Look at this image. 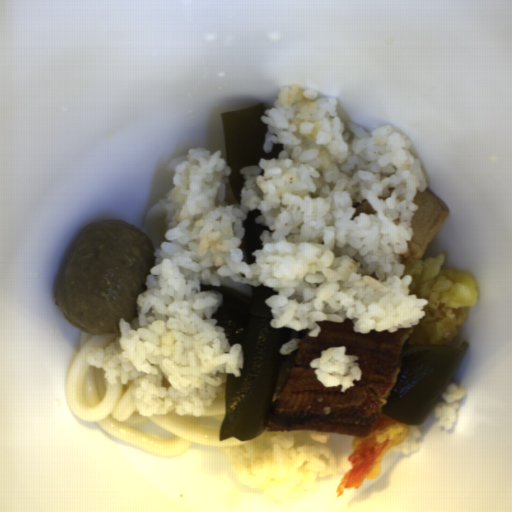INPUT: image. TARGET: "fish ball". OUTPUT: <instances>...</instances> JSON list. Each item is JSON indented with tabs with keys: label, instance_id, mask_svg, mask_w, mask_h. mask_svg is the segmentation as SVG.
Masks as SVG:
<instances>
[{
	"label": "fish ball",
	"instance_id": "1",
	"mask_svg": "<svg viewBox=\"0 0 512 512\" xmlns=\"http://www.w3.org/2000/svg\"><path fill=\"white\" fill-rule=\"evenodd\" d=\"M418 207L411 219L413 236L407 241V252L398 254L404 270L415 261H422L433 238L449 215L448 206L426 188L412 200Z\"/></svg>",
	"mask_w": 512,
	"mask_h": 512
},
{
	"label": "fish ball",
	"instance_id": "2",
	"mask_svg": "<svg viewBox=\"0 0 512 512\" xmlns=\"http://www.w3.org/2000/svg\"><path fill=\"white\" fill-rule=\"evenodd\" d=\"M360 213H365L366 215H376L377 212L369 203V201L364 199L360 205L355 207V212L353 213L350 220L353 221Z\"/></svg>",
	"mask_w": 512,
	"mask_h": 512
}]
</instances>
